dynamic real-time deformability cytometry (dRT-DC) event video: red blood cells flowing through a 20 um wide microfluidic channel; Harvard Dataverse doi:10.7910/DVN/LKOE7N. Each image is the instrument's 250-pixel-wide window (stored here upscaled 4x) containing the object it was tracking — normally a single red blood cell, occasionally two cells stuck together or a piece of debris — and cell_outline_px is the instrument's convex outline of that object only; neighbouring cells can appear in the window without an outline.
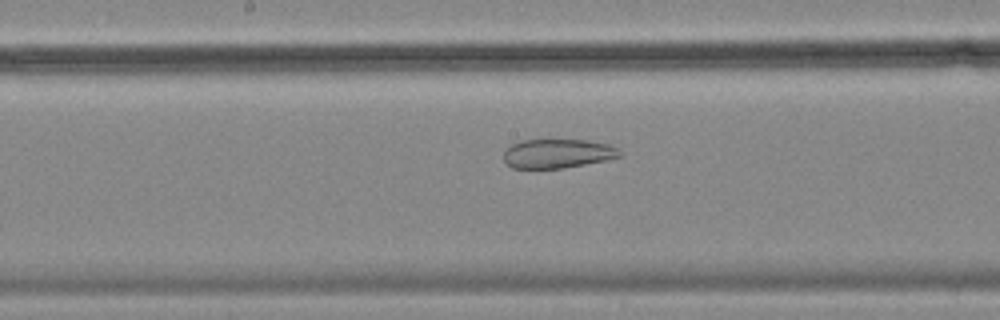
{"species": "common noctule bat (a hibernating species)", "species_latin": "Nyctalus noctula", "temperature_condition": "cold", "stored_images_in_passage": 56, "camera_frame_rate_fps": 3000, "um_per_image_px": 0.085, "animal": {"sex": "female", "body_mass_g": 18.4}, "frame": {"image": 1, "passage_image": 29, "time_ms": 9.333, "image_size_px": [1000, 320], "cell_outline_px": [[624, 156], [608, 160], [564, 168], [512, 168], [504, 164], [504, 152], [512, 144], [520, 140], [588, 140], [608, 144], [620, 148]], "centroid_in_image_um": [47.44, 13.05], "position_along_channel_um": 200.8, "area_um2": 20.0}}
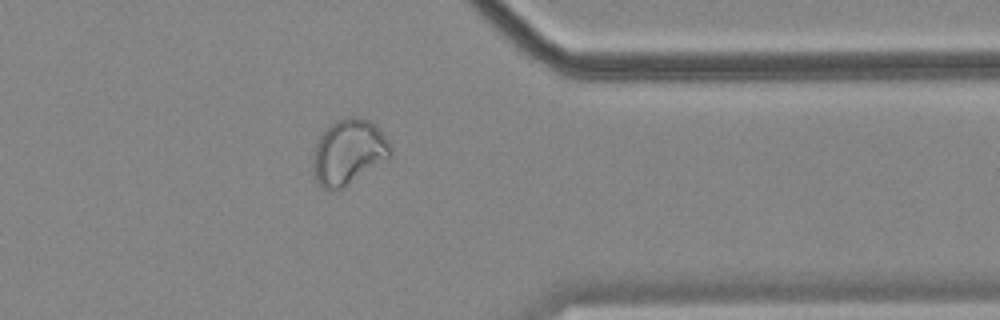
{"frame": {"image": 2, "passage_image": 45, "time_ms": 14.667, "image_size_px": [1000, 320], "cell_outline_px": [[392, 156], [388, 160], [344, 188], [324, 188], [312, 176], [312, 156], [316, 140], [332, 124], [348, 116], [356, 116], [368, 120], [376, 124], [388, 140], [392, 148]], "centroid_in_image_um": [29.65, 12.93], "position_along_channel_um": 381.8, "area_um2": 29.82}}
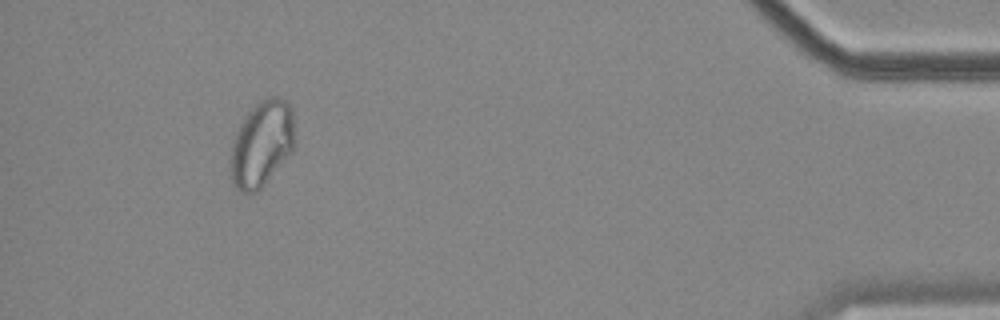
{"frame": {"image": 3, "passage_image": 52, "time_ms": 17.0, "image_size_px": [1000, 320], "cell_outline_px": [[292, 152], [260, 188], [256, 192], [240, 192], [232, 184], [228, 176], [228, 160], [232, 144], [236, 132], [244, 116], [260, 100], [268, 96], [276, 96], [284, 100], [292, 108]], "centroid_in_image_um": [22.16, 12.25], "position_along_channel_um": 413.0, "area_um2": 32.14}}